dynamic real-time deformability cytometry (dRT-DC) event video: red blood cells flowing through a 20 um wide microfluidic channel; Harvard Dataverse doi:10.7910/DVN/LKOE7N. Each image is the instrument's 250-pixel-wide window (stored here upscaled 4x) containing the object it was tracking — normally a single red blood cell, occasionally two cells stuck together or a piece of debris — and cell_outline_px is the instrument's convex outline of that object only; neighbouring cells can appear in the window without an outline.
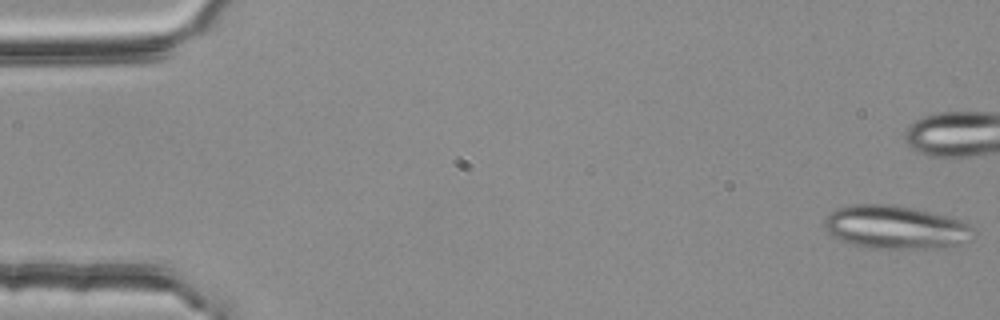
{"species": "common noctule bat (a hibernating species)", "species_latin": "Nyctalus noctula", "temperature_condition": "room temperature", "stored_images_in_passage": 54, "camera_frame_rate_fps": 3000, "um_per_image_px": 0.085, "animal": {"sex": "female", "body_mass_g": 25.1}, "frame": {"image": 1, "passage_image": 1, "time_ms": 0.0, "image_size_px": [1000, 320], "cell_outline_px": [[968, 228], [960, 244], [944, 248], [864, 248], [840, 240], [832, 236], [824, 224], [824, 220], [836, 208], [856, 204], [896, 204], [960, 220], [968, 224]], "centroid_in_image_um": [75.98, 19.31], "position_along_channel_um": 9.0, "area_um2": 36.65}}